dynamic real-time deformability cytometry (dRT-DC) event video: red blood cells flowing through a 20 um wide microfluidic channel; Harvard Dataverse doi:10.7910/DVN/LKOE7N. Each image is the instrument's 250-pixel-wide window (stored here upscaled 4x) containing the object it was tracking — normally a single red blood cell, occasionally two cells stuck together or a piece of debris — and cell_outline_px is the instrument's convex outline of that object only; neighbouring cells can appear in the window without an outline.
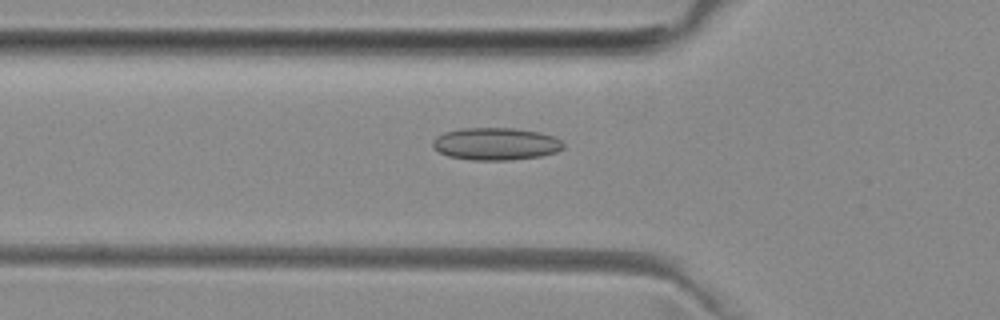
{"species": "common noctule bat (a hibernating species)", "species_latin": "Nyctalus noctula", "temperature_condition": "room temperature", "stored_images_in_passage": 52, "camera_frame_rate_fps": 3000, "um_per_image_px": 0.085, "animal": {"sex": "female", "body_mass_g": 29.2, "forearm_length_mm": 56.3}, "frame": {"image": 1, "passage_image": 18, "time_ms": 5.667, "image_size_px": [1000, 320], "cell_outline_px": [[564, 148], [556, 152], [540, 156], [512, 160], [472, 160], [448, 156], [432, 148], [432, 140], [436, 136], [444, 132], [460, 128], [512, 128], [540, 132], [556, 136], [564, 144]], "centroid_in_image_um": [42.14, 12.23], "position_along_channel_um": 83.7, "area_um2": 24.91}}
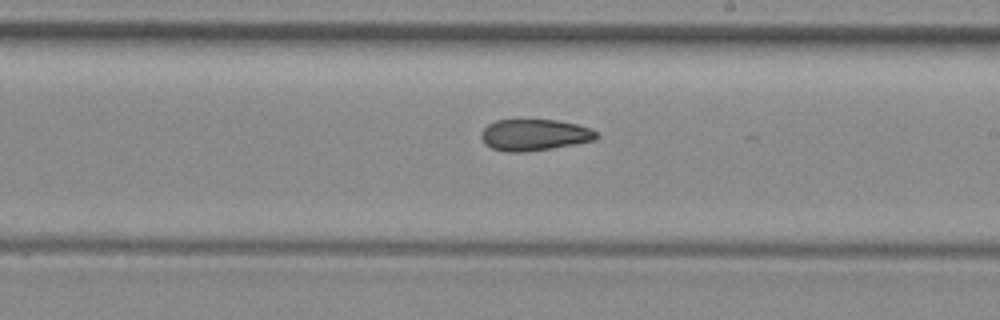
{"frame": {"image": 2, "passage_image": 30, "time_ms": 9.667, "image_size_px": [1000, 320], "cell_outline_px": [[600, 136], [596, 140], [576, 144], [552, 148], [524, 152], [504, 152], [492, 148], [484, 144], [480, 136], [484, 128], [488, 124], [496, 120], [556, 120], [576, 124], [588, 128], [596, 132]], "centroid_in_image_um": [45.41, 11.48], "position_along_channel_um": 243.6, "area_um2": 21.15}}
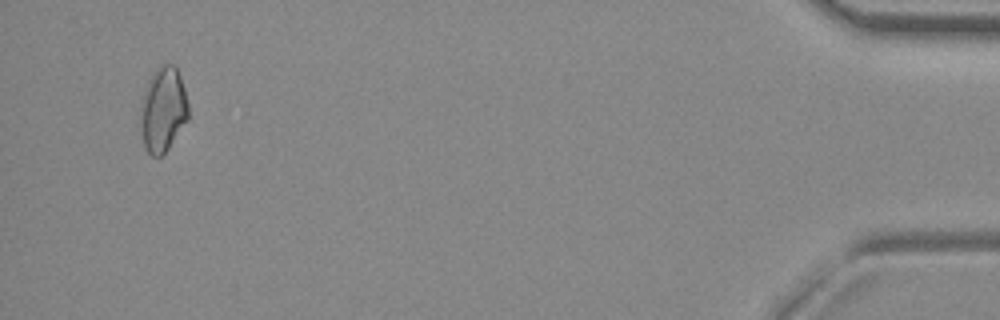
{"frame": {"image": 3, "passage_image": 50, "time_ms": 16.333, "image_size_px": [1000, 320], "cell_outline_px": [[188, 120], [168, 148], [160, 156], [152, 156], [148, 152], [144, 144], [136, 124], [136, 120], [144, 92], [148, 80], [156, 68], [160, 64], [176, 64], [184, 88], [188, 104]], "centroid_in_image_um": [13.81, 9.31], "position_along_channel_um": 421.4, "area_um2": 24.28}, "authors_computed_cell_mechanics": {"area_um2": 22.1085, "velocity_mm_per_s": 3.9794, "shape_relaxation_time_tau1_ms": null, "shape_relaxation_time_tau2_ms": 6.6697, "deformation_change_tau1": null, "deformation_change_tau2": 0.1396}}